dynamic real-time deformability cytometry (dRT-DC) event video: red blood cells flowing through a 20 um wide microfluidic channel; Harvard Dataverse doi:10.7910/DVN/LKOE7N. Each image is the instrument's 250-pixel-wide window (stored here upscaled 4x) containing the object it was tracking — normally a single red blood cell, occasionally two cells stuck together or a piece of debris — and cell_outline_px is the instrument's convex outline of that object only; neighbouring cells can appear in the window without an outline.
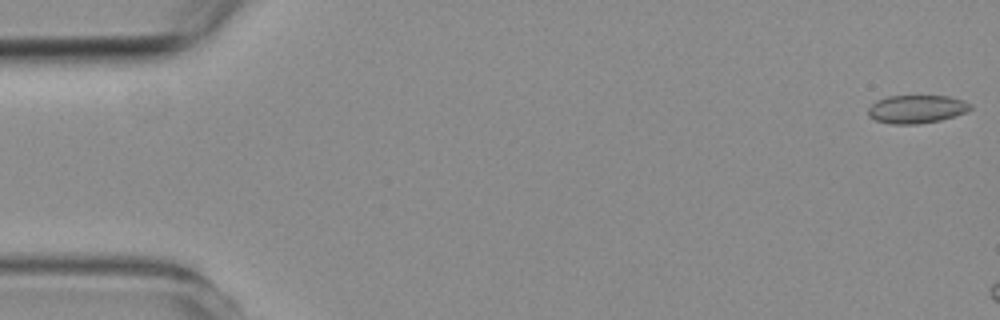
{"species": "common noctule bat (a hibernating species)", "species_latin": "Nyctalus noctula", "temperature_condition": "room temperature", "stored_images_in_passage": 3, "camera_frame_rate_fps": 3000, "um_per_image_px": 0.085, "animal": {"sex": "female", "body_mass_g": 19.3, "forearm_length_mm": 54.1}, "frame": {"image": 1, "passage_image": 1, "time_ms": 0.0, "image_size_px": [1000, 320], "cell_outline_px": [[972, 108], [956, 116], [940, 120], [920, 124], [892, 124], [876, 120], [868, 116], [868, 108], [876, 100], [888, 96], [948, 96], [964, 100], [972, 104]], "centroid_in_image_um": [77.91, 9.27], "position_along_channel_um": 7.1, "area_um2": 16.88}}